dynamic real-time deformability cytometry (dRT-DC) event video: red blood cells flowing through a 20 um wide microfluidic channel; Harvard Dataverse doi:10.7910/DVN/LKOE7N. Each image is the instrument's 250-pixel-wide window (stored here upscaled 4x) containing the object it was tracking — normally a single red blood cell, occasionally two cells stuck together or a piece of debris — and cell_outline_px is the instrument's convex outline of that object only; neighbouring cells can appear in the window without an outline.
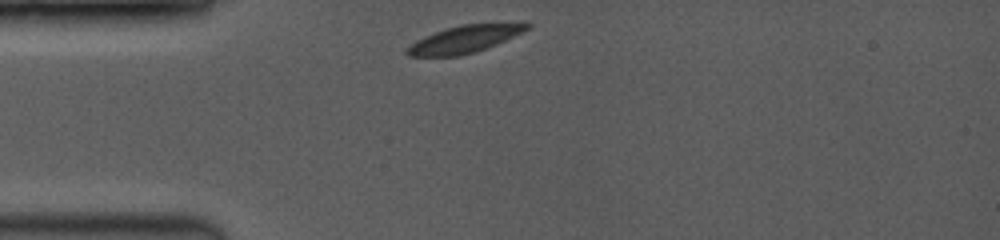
{"species": "common noctule bat (a hibernating species)", "species_latin": "Nyctalus noctula", "temperature_condition": "room temperature", "stored_images_in_passage": 19, "camera_frame_rate_fps": 3500, "um_per_image_px": 0.085, "animal": {"sex": "female", "body_mass_g": 19.0, "forearm_length_mm": 53.3}, "frame": {"image": 1, "passage_image": 1, "time_ms": 0.0, "image_size_px": [1000, 240], "cell_outline_px": [[532, 28], [504, 40], [484, 48], [472, 52], [456, 56], [408, 56], [404, 52], [416, 40], [424, 36], [460, 24], [528, 20], [532, 24]], "centroid_in_image_um": [39.62, 3.26], "position_along_channel_um": 45.4, "area_um2": 19.36}}
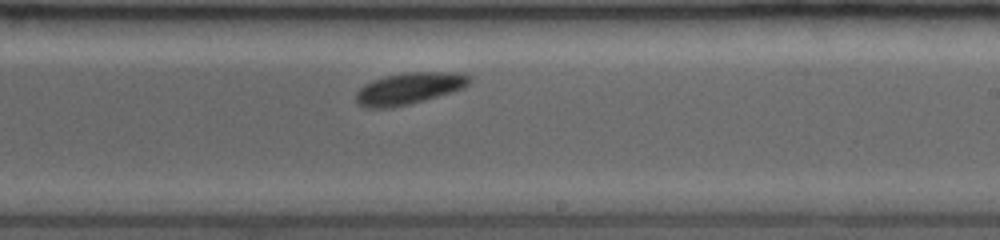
{"frame": {"image": 2, "passage_image": 11, "time_ms": 5.714, "image_size_px": [1000, 240], "cell_outline_px": [[472, 80], [464, 88], [452, 92], [408, 104], [388, 108], [368, 108], [356, 104], [356, 92], [364, 84], [372, 80], [384, 76], [404, 72], [464, 72], [472, 76]], "centroid_in_image_um": [34.79, 7.5], "position_along_channel_um": 254.2, "area_um2": 21.15}}
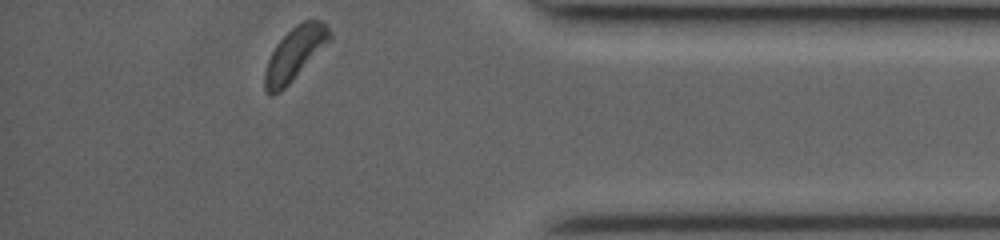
{"frame": {"image": 3, "passage_image": 19, "time_ms": 10.0, "image_size_px": [1000, 240], "cell_outline_px": [[332, 40], [280, 92], [272, 96], [268, 96], [264, 88], [264, 72], [268, 60], [276, 44], [296, 24], [304, 20], [324, 20], [332, 32]], "centroid_in_image_um": [25.08, 4.55], "position_along_channel_um": 410.1, "area_um2": 20.17}, "authors_computed_cell_mechanics": {"area_um2": 20.3456, "velocity_mm_per_s": 3.9707, "shape_relaxation_time_tau1_ms": 1.1503, "shape_relaxation_time_tau2_ms": null, "deformation_change_tau1": 0.063, "deformation_change_tau2": null}}